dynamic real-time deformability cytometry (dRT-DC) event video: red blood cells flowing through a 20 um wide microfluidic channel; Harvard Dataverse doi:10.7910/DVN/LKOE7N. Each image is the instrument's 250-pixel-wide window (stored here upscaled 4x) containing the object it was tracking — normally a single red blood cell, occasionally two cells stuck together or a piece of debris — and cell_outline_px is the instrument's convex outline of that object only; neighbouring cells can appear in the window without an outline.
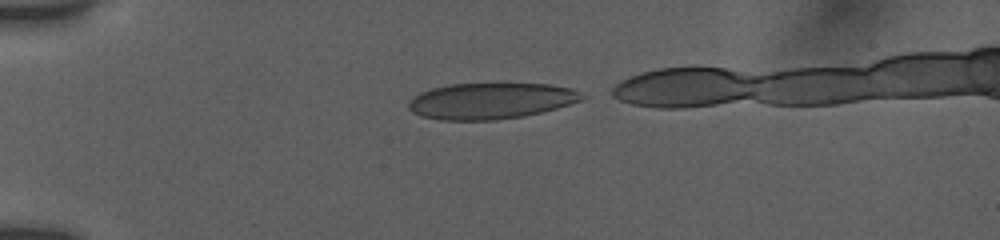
{"species": "human", "species_latin": "Homo sapiens", "temperature_condition": "room temperature", "stored_images_in_passage": 35, "camera_frame_rate_fps": 3000, "um_per_image_px": 0.085, "donor": {"sex": "female"}, "frame": {"image": 1, "passage_image": 1, "time_ms": 0.0, "image_size_px": [1000, 240], "cell_outline_px": [[588, 96], [584, 100], [556, 108], [524, 116], [496, 120], [440, 120], [420, 116], [412, 112], [408, 108], [408, 104], [412, 96], [420, 92], [432, 88], [448, 84], [548, 84], [572, 88]], "centroid_in_image_um": [41.71, 8.58], "position_along_channel_um": 43.3, "area_um2": 36.7}}
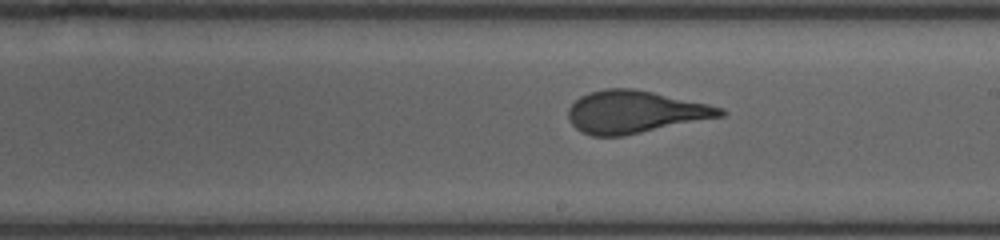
{"frame": {"image": 2, "passage_image": 19, "time_ms": 6.0, "image_size_px": [1000, 240], "cell_outline_px": [[728, 112], [724, 116], [624, 136], [592, 136], [580, 132], [568, 120], [568, 108], [580, 96], [588, 92], [604, 88], [632, 88], [652, 92], [708, 104], [724, 108]], "centroid_in_image_um": [53.96, 9.52], "position_along_channel_um": 235.0, "area_um2": 37.74}}
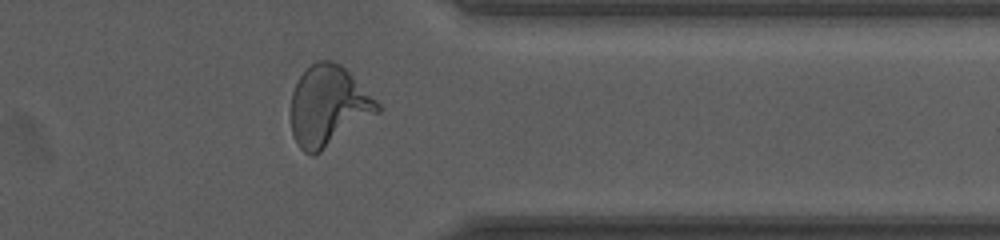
{"frame": {"image": 3, "passage_image": 31, "time_ms": 10.0, "image_size_px": [1000, 240], "cell_outline_px": [[380, 112], [320, 152], [312, 156], [304, 152], [300, 148], [292, 132], [292, 92], [300, 76], [316, 60], [332, 60], [340, 64], [380, 104]], "centroid_in_image_um": [27.91, 9.02], "position_along_channel_um": 383.5, "area_um2": 39.94}}